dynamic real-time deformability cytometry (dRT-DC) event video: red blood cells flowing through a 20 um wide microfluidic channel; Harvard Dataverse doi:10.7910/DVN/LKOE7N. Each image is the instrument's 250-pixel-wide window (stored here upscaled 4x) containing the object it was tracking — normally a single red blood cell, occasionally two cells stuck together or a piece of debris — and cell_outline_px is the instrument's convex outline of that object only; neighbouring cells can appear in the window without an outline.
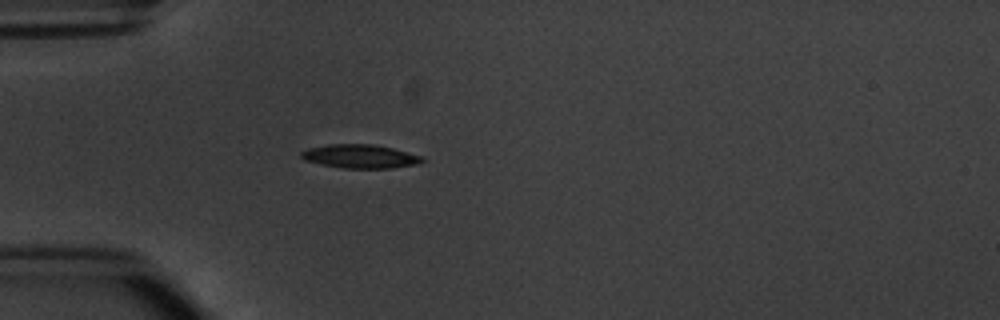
{"species": "common noctule bat (a hibernating species)", "species_latin": "Nyctalus noctula", "temperature_condition": "warm", "stored_images_in_passage": 1, "camera_frame_rate_fps": 3000, "um_per_image_px": 0.085, "animal": {"sex": "male", "body_mass_g": 20.1, "forearm_length_mm": 53.5}, "frame": {"image": 1, "passage_image": 1, "time_ms": 0.0, "image_size_px": [1000, 320], "cell_outline_px": [[424, 160], [420, 164], [392, 168], [344, 168], [320, 164], [304, 160], [300, 156], [300, 152], [308, 148], [328, 144], [372, 144], [392, 148], [424, 156]], "centroid_in_image_um": [30.63, 13.29], "position_along_channel_um": 54.4, "area_um2": 16.82}}